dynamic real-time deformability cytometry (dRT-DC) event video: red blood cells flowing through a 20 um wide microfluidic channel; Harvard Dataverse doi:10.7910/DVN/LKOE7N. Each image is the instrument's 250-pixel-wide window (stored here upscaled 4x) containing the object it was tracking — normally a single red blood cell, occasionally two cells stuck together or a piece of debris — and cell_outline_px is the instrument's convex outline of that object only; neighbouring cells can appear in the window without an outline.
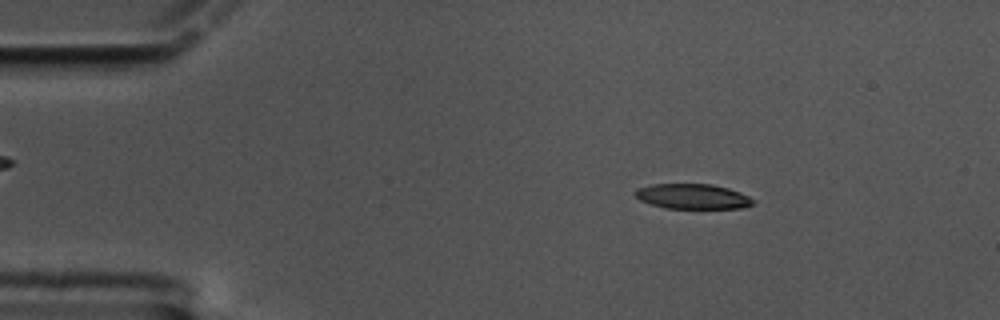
{"species": "common noctule bat (a hibernating species)", "species_latin": "Nyctalus noctula", "temperature_condition": "cold", "stored_images_in_passage": 59, "camera_frame_rate_fps": 3000, "um_per_image_px": 0.085, "animal": {"sex": "male", "body_mass_g": 17.5, "forearm_length_mm": 52.3}, "frame": {"image": 1, "passage_image": 9, "time_ms": 2.667, "image_size_px": [1000, 320], "cell_outline_px": [[756, 204], [744, 208], [664, 208], [640, 200], [632, 192], [636, 188], [652, 184], [712, 184], [728, 188], [740, 192], [756, 200]], "centroid_in_image_um": [58.9, 16.69], "position_along_channel_um": 26.1, "area_um2": 17.4}}
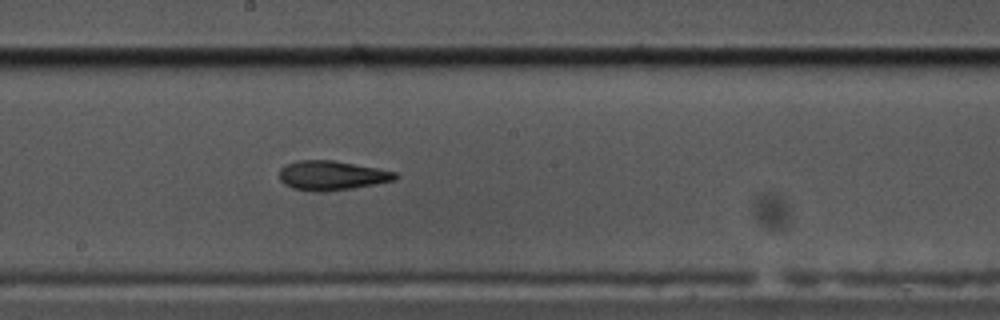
{"frame": {"image": 2, "passage_image": 32, "time_ms": 10.333, "image_size_px": [1000, 320], "cell_outline_px": [[396, 180], [352, 188], [324, 192], [320, 192], [292, 188], [284, 184], [280, 180], [280, 168], [284, 164], [296, 160], [332, 160], [376, 168], [396, 172]], "centroid_in_image_um": [28.15, 14.91], "position_along_channel_um": 220.1, "area_um2": 19.77}}
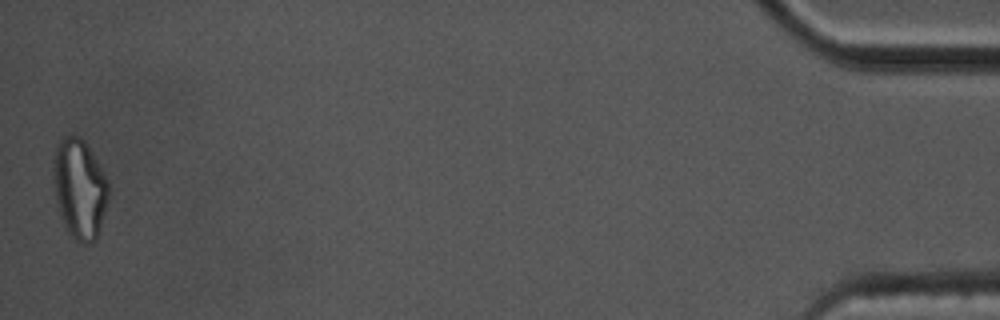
{"frame": {"image": 3, "passage_image": 59, "time_ms": 19.333, "image_size_px": [1000, 320], "cell_outline_px": [[108, 200], [96, 240], [88, 244], [84, 244], [76, 240], [68, 232], [56, 208], [52, 176], [52, 160], [56, 144], [60, 136], [80, 136], [84, 140], [108, 180]], "centroid_in_image_um": [6.71, 16.02], "position_along_channel_um": 428.5, "area_um2": 32.54}, "authors_computed_cell_mechanics": {"area_um2": 19.3052, "velocity_mm_per_s": 3.3458, "shape_relaxation_time_tau1_ms": 10.6854, "shape_relaxation_time_tau2_ms": 5.7555, "deformation_change_tau1": 0.253, "deformation_change_tau2": 0.1622}}